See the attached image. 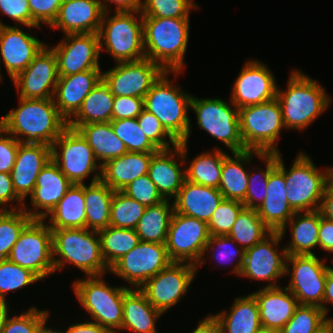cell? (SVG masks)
I'll return each mask as SVG.
<instances>
[{
	"label": "cell",
	"mask_w": 333,
	"mask_h": 333,
	"mask_svg": "<svg viewBox=\"0 0 333 333\" xmlns=\"http://www.w3.org/2000/svg\"><path fill=\"white\" fill-rule=\"evenodd\" d=\"M145 209V205L128 197L122 191H114L110 207V226L135 229Z\"/></svg>",
	"instance_id": "bcb514c9"
},
{
	"label": "cell",
	"mask_w": 333,
	"mask_h": 333,
	"mask_svg": "<svg viewBox=\"0 0 333 333\" xmlns=\"http://www.w3.org/2000/svg\"><path fill=\"white\" fill-rule=\"evenodd\" d=\"M61 333H112L107 328L100 326L98 323L92 321H84L70 325L65 331Z\"/></svg>",
	"instance_id": "003e7915"
},
{
	"label": "cell",
	"mask_w": 333,
	"mask_h": 333,
	"mask_svg": "<svg viewBox=\"0 0 333 333\" xmlns=\"http://www.w3.org/2000/svg\"><path fill=\"white\" fill-rule=\"evenodd\" d=\"M316 333H333V323H327Z\"/></svg>",
	"instance_id": "8c879c8a"
},
{
	"label": "cell",
	"mask_w": 333,
	"mask_h": 333,
	"mask_svg": "<svg viewBox=\"0 0 333 333\" xmlns=\"http://www.w3.org/2000/svg\"><path fill=\"white\" fill-rule=\"evenodd\" d=\"M143 110V98L130 96H114L112 121L137 118Z\"/></svg>",
	"instance_id": "91938a15"
},
{
	"label": "cell",
	"mask_w": 333,
	"mask_h": 333,
	"mask_svg": "<svg viewBox=\"0 0 333 333\" xmlns=\"http://www.w3.org/2000/svg\"><path fill=\"white\" fill-rule=\"evenodd\" d=\"M104 275L85 276L72 283L79 304L91 318L112 333H120L123 320V297L130 289L126 286H111L103 280Z\"/></svg>",
	"instance_id": "ba28073f"
},
{
	"label": "cell",
	"mask_w": 333,
	"mask_h": 333,
	"mask_svg": "<svg viewBox=\"0 0 333 333\" xmlns=\"http://www.w3.org/2000/svg\"><path fill=\"white\" fill-rule=\"evenodd\" d=\"M191 333H222L218 319L210 314L199 321L198 326Z\"/></svg>",
	"instance_id": "89a4df30"
},
{
	"label": "cell",
	"mask_w": 333,
	"mask_h": 333,
	"mask_svg": "<svg viewBox=\"0 0 333 333\" xmlns=\"http://www.w3.org/2000/svg\"><path fill=\"white\" fill-rule=\"evenodd\" d=\"M115 135L123 141L128 152L157 153L159 150L141 130L137 118L110 122Z\"/></svg>",
	"instance_id": "c3c4849f"
},
{
	"label": "cell",
	"mask_w": 333,
	"mask_h": 333,
	"mask_svg": "<svg viewBox=\"0 0 333 333\" xmlns=\"http://www.w3.org/2000/svg\"><path fill=\"white\" fill-rule=\"evenodd\" d=\"M282 237L279 232H271L261 242L245 250L244 261L239 277L266 281L264 287H277L278 280L285 277L286 249L277 250Z\"/></svg>",
	"instance_id": "e0dca14e"
},
{
	"label": "cell",
	"mask_w": 333,
	"mask_h": 333,
	"mask_svg": "<svg viewBox=\"0 0 333 333\" xmlns=\"http://www.w3.org/2000/svg\"><path fill=\"white\" fill-rule=\"evenodd\" d=\"M244 208L242 202L223 199L207 223L210 236H227Z\"/></svg>",
	"instance_id": "db71d44e"
},
{
	"label": "cell",
	"mask_w": 333,
	"mask_h": 333,
	"mask_svg": "<svg viewBox=\"0 0 333 333\" xmlns=\"http://www.w3.org/2000/svg\"><path fill=\"white\" fill-rule=\"evenodd\" d=\"M319 211L321 216L333 221V173L326 182Z\"/></svg>",
	"instance_id": "e7e4bbea"
},
{
	"label": "cell",
	"mask_w": 333,
	"mask_h": 333,
	"mask_svg": "<svg viewBox=\"0 0 333 333\" xmlns=\"http://www.w3.org/2000/svg\"><path fill=\"white\" fill-rule=\"evenodd\" d=\"M206 252L210 255L211 261L215 260V263H219L217 264L218 267H221L222 263L223 265L226 263L225 266L228 265L234 267L231 270L233 274L236 276L240 275L244 261L245 250L241 248L233 239L228 236H210V239L204 250L203 258L197 267H201L205 263L206 260L204 257ZM236 257H239L237 258V263L235 265H231V261L234 259L236 260Z\"/></svg>",
	"instance_id": "f6af8a7d"
},
{
	"label": "cell",
	"mask_w": 333,
	"mask_h": 333,
	"mask_svg": "<svg viewBox=\"0 0 333 333\" xmlns=\"http://www.w3.org/2000/svg\"><path fill=\"white\" fill-rule=\"evenodd\" d=\"M190 109L196 113L197 125L231 151H245L240 134L239 109L221 98H197L192 95Z\"/></svg>",
	"instance_id": "8fae6325"
},
{
	"label": "cell",
	"mask_w": 333,
	"mask_h": 333,
	"mask_svg": "<svg viewBox=\"0 0 333 333\" xmlns=\"http://www.w3.org/2000/svg\"><path fill=\"white\" fill-rule=\"evenodd\" d=\"M327 324L321 307L299 305L292 318L281 329L282 333H316Z\"/></svg>",
	"instance_id": "681fc988"
},
{
	"label": "cell",
	"mask_w": 333,
	"mask_h": 333,
	"mask_svg": "<svg viewBox=\"0 0 333 333\" xmlns=\"http://www.w3.org/2000/svg\"><path fill=\"white\" fill-rule=\"evenodd\" d=\"M104 12H113L109 4H115V11H140L142 0H100Z\"/></svg>",
	"instance_id": "03108f58"
},
{
	"label": "cell",
	"mask_w": 333,
	"mask_h": 333,
	"mask_svg": "<svg viewBox=\"0 0 333 333\" xmlns=\"http://www.w3.org/2000/svg\"><path fill=\"white\" fill-rule=\"evenodd\" d=\"M50 312L31 306L20 315L9 316L1 333H39L48 323Z\"/></svg>",
	"instance_id": "f5cc1de1"
},
{
	"label": "cell",
	"mask_w": 333,
	"mask_h": 333,
	"mask_svg": "<svg viewBox=\"0 0 333 333\" xmlns=\"http://www.w3.org/2000/svg\"><path fill=\"white\" fill-rule=\"evenodd\" d=\"M172 262L165 244L140 241L135 248L115 262L109 272L129 283V288L140 289L149 278Z\"/></svg>",
	"instance_id": "2e32d148"
},
{
	"label": "cell",
	"mask_w": 333,
	"mask_h": 333,
	"mask_svg": "<svg viewBox=\"0 0 333 333\" xmlns=\"http://www.w3.org/2000/svg\"><path fill=\"white\" fill-rule=\"evenodd\" d=\"M173 212V202L169 199L146 207L135 228L140 241L165 244Z\"/></svg>",
	"instance_id": "60d3db41"
},
{
	"label": "cell",
	"mask_w": 333,
	"mask_h": 333,
	"mask_svg": "<svg viewBox=\"0 0 333 333\" xmlns=\"http://www.w3.org/2000/svg\"><path fill=\"white\" fill-rule=\"evenodd\" d=\"M49 325H45L42 329H41V331L39 332V333H61V331L60 330H54V329H52L53 327H48Z\"/></svg>",
	"instance_id": "753ad0ef"
},
{
	"label": "cell",
	"mask_w": 333,
	"mask_h": 333,
	"mask_svg": "<svg viewBox=\"0 0 333 333\" xmlns=\"http://www.w3.org/2000/svg\"><path fill=\"white\" fill-rule=\"evenodd\" d=\"M114 190L101 180L84 184L86 228L100 231L110 225V207Z\"/></svg>",
	"instance_id": "ab89813d"
},
{
	"label": "cell",
	"mask_w": 333,
	"mask_h": 333,
	"mask_svg": "<svg viewBox=\"0 0 333 333\" xmlns=\"http://www.w3.org/2000/svg\"><path fill=\"white\" fill-rule=\"evenodd\" d=\"M103 13L100 0H63L49 28L60 29L64 35L98 33Z\"/></svg>",
	"instance_id": "d4e9b609"
},
{
	"label": "cell",
	"mask_w": 333,
	"mask_h": 333,
	"mask_svg": "<svg viewBox=\"0 0 333 333\" xmlns=\"http://www.w3.org/2000/svg\"><path fill=\"white\" fill-rule=\"evenodd\" d=\"M333 304V267H329L327 270L326 283H325V293L323 297V312L327 323H333V317H328V304Z\"/></svg>",
	"instance_id": "a7ac6f4b"
},
{
	"label": "cell",
	"mask_w": 333,
	"mask_h": 333,
	"mask_svg": "<svg viewBox=\"0 0 333 333\" xmlns=\"http://www.w3.org/2000/svg\"><path fill=\"white\" fill-rule=\"evenodd\" d=\"M232 87L229 102L240 109L273 100L278 85L267 65L252 59L245 62Z\"/></svg>",
	"instance_id": "d6986e66"
},
{
	"label": "cell",
	"mask_w": 333,
	"mask_h": 333,
	"mask_svg": "<svg viewBox=\"0 0 333 333\" xmlns=\"http://www.w3.org/2000/svg\"><path fill=\"white\" fill-rule=\"evenodd\" d=\"M290 73L287 89L277 87L276 98L286 130L304 131L326 111L332 100L317 80L297 69Z\"/></svg>",
	"instance_id": "7a4b0ae2"
},
{
	"label": "cell",
	"mask_w": 333,
	"mask_h": 333,
	"mask_svg": "<svg viewBox=\"0 0 333 333\" xmlns=\"http://www.w3.org/2000/svg\"><path fill=\"white\" fill-rule=\"evenodd\" d=\"M229 311L214 316L218 319L222 333H257L261 328L259 308L255 297H236Z\"/></svg>",
	"instance_id": "d590c367"
},
{
	"label": "cell",
	"mask_w": 333,
	"mask_h": 333,
	"mask_svg": "<svg viewBox=\"0 0 333 333\" xmlns=\"http://www.w3.org/2000/svg\"><path fill=\"white\" fill-rule=\"evenodd\" d=\"M265 165V169L258 168L249 173L248 188L244 201L245 208L257 209L267 195V185L270 172L277 166L278 153H260L257 157Z\"/></svg>",
	"instance_id": "ee69618b"
},
{
	"label": "cell",
	"mask_w": 333,
	"mask_h": 333,
	"mask_svg": "<svg viewBox=\"0 0 333 333\" xmlns=\"http://www.w3.org/2000/svg\"><path fill=\"white\" fill-rule=\"evenodd\" d=\"M51 160L72 184H85V179L93 172L90 183L100 180L101 165L86 139L76 129L67 126L54 141Z\"/></svg>",
	"instance_id": "30bf717a"
},
{
	"label": "cell",
	"mask_w": 333,
	"mask_h": 333,
	"mask_svg": "<svg viewBox=\"0 0 333 333\" xmlns=\"http://www.w3.org/2000/svg\"><path fill=\"white\" fill-rule=\"evenodd\" d=\"M162 313L153 307L140 289L130 288L123 297L121 330L132 333H158L156 322Z\"/></svg>",
	"instance_id": "836d02e7"
},
{
	"label": "cell",
	"mask_w": 333,
	"mask_h": 333,
	"mask_svg": "<svg viewBox=\"0 0 333 333\" xmlns=\"http://www.w3.org/2000/svg\"><path fill=\"white\" fill-rule=\"evenodd\" d=\"M223 199L222 193L217 188L192 183L185 179L172 201L176 213L208 223Z\"/></svg>",
	"instance_id": "f1b7e54d"
},
{
	"label": "cell",
	"mask_w": 333,
	"mask_h": 333,
	"mask_svg": "<svg viewBox=\"0 0 333 333\" xmlns=\"http://www.w3.org/2000/svg\"><path fill=\"white\" fill-rule=\"evenodd\" d=\"M1 61H2V60H1V58H0V66H1ZM1 74H2V73H1V67H0V82H2V79H3V78H2L3 76H2Z\"/></svg>",
	"instance_id": "11e5206c"
},
{
	"label": "cell",
	"mask_w": 333,
	"mask_h": 333,
	"mask_svg": "<svg viewBox=\"0 0 333 333\" xmlns=\"http://www.w3.org/2000/svg\"><path fill=\"white\" fill-rule=\"evenodd\" d=\"M258 304L261 327L281 330L299 306L286 287H263L251 293Z\"/></svg>",
	"instance_id": "83f0119b"
},
{
	"label": "cell",
	"mask_w": 333,
	"mask_h": 333,
	"mask_svg": "<svg viewBox=\"0 0 333 333\" xmlns=\"http://www.w3.org/2000/svg\"><path fill=\"white\" fill-rule=\"evenodd\" d=\"M284 174L275 167L269 174L267 195L257 213L272 231L279 232L295 214L288 204Z\"/></svg>",
	"instance_id": "f546056e"
},
{
	"label": "cell",
	"mask_w": 333,
	"mask_h": 333,
	"mask_svg": "<svg viewBox=\"0 0 333 333\" xmlns=\"http://www.w3.org/2000/svg\"><path fill=\"white\" fill-rule=\"evenodd\" d=\"M164 70L150 59L116 63L102 78L114 96L144 98Z\"/></svg>",
	"instance_id": "ac0fdd59"
},
{
	"label": "cell",
	"mask_w": 333,
	"mask_h": 333,
	"mask_svg": "<svg viewBox=\"0 0 333 333\" xmlns=\"http://www.w3.org/2000/svg\"><path fill=\"white\" fill-rule=\"evenodd\" d=\"M184 164L182 142L172 149L159 150L152 156L147 175L164 199L171 200L181 189L186 179L185 166L182 168Z\"/></svg>",
	"instance_id": "484cf974"
},
{
	"label": "cell",
	"mask_w": 333,
	"mask_h": 333,
	"mask_svg": "<svg viewBox=\"0 0 333 333\" xmlns=\"http://www.w3.org/2000/svg\"><path fill=\"white\" fill-rule=\"evenodd\" d=\"M99 34L100 52H108L115 63L145 58L143 16L140 11L104 12Z\"/></svg>",
	"instance_id": "52a82bcc"
},
{
	"label": "cell",
	"mask_w": 333,
	"mask_h": 333,
	"mask_svg": "<svg viewBox=\"0 0 333 333\" xmlns=\"http://www.w3.org/2000/svg\"><path fill=\"white\" fill-rule=\"evenodd\" d=\"M240 134L245 150L260 153H279L277 142L286 130L281 106L277 100L239 109Z\"/></svg>",
	"instance_id": "9c48e42d"
},
{
	"label": "cell",
	"mask_w": 333,
	"mask_h": 333,
	"mask_svg": "<svg viewBox=\"0 0 333 333\" xmlns=\"http://www.w3.org/2000/svg\"><path fill=\"white\" fill-rule=\"evenodd\" d=\"M8 259L27 268L41 280L55 273L52 257V230L44 219H32L13 245Z\"/></svg>",
	"instance_id": "7c38bea8"
},
{
	"label": "cell",
	"mask_w": 333,
	"mask_h": 333,
	"mask_svg": "<svg viewBox=\"0 0 333 333\" xmlns=\"http://www.w3.org/2000/svg\"><path fill=\"white\" fill-rule=\"evenodd\" d=\"M98 234L101 252L109 268L140 242L135 229L117 228L109 225L98 231Z\"/></svg>",
	"instance_id": "b9f144b4"
},
{
	"label": "cell",
	"mask_w": 333,
	"mask_h": 333,
	"mask_svg": "<svg viewBox=\"0 0 333 333\" xmlns=\"http://www.w3.org/2000/svg\"><path fill=\"white\" fill-rule=\"evenodd\" d=\"M209 239L207 222L173 212L165 243L173 262H188L197 266Z\"/></svg>",
	"instance_id": "5bb4252c"
},
{
	"label": "cell",
	"mask_w": 333,
	"mask_h": 333,
	"mask_svg": "<svg viewBox=\"0 0 333 333\" xmlns=\"http://www.w3.org/2000/svg\"><path fill=\"white\" fill-rule=\"evenodd\" d=\"M31 220L23 209L0 211V259H8L20 233Z\"/></svg>",
	"instance_id": "7dc6e473"
},
{
	"label": "cell",
	"mask_w": 333,
	"mask_h": 333,
	"mask_svg": "<svg viewBox=\"0 0 333 333\" xmlns=\"http://www.w3.org/2000/svg\"><path fill=\"white\" fill-rule=\"evenodd\" d=\"M271 232L259 217L257 210L244 208L227 236L246 250L261 242Z\"/></svg>",
	"instance_id": "7bdbcfd3"
},
{
	"label": "cell",
	"mask_w": 333,
	"mask_h": 333,
	"mask_svg": "<svg viewBox=\"0 0 333 333\" xmlns=\"http://www.w3.org/2000/svg\"><path fill=\"white\" fill-rule=\"evenodd\" d=\"M51 161V146L19 142L14 167L10 172L14 190L25 203L31 195L40 171Z\"/></svg>",
	"instance_id": "cb8c5ba5"
},
{
	"label": "cell",
	"mask_w": 333,
	"mask_h": 333,
	"mask_svg": "<svg viewBox=\"0 0 333 333\" xmlns=\"http://www.w3.org/2000/svg\"><path fill=\"white\" fill-rule=\"evenodd\" d=\"M329 267L316 254L287 255L285 274L291 275V278L286 288L296 297L299 305H315L323 309Z\"/></svg>",
	"instance_id": "4fadbf2b"
},
{
	"label": "cell",
	"mask_w": 333,
	"mask_h": 333,
	"mask_svg": "<svg viewBox=\"0 0 333 333\" xmlns=\"http://www.w3.org/2000/svg\"><path fill=\"white\" fill-rule=\"evenodd\" d=\"M172 73L176 78L181 71H164L159 76L143 98L144 110L154 114L178 143L188 144L192 132L188 115L192 95L171 83L169 76Z\"/></svg>",
	"instance_id": "277c9868"
},
{
	"label": "cell",
	"mask_w": 333,
	"mask_h": 333,
	"mask_svg": "<svg viewBox=\"0 0 333 333\" xmlns=\"http://www.w3.org/2000/svg\"><path fill=\"white\" fill-rule=\"evenodd\" d=\"M257 333H282L281 330L261 327Z\"/></svg>",
	"instance_id": "34e18365"
},
{
	"label": "cell",
	"mask_w": 333,
	"mask_h": 333,
	"mask_svg": "<svg viewBox=\"0 0 333 333\" xmlns=\"http://www.w3.org/2000/svg\"><path fill=\"white\" fill-rule=\"evenodd\" d=\"M47 44L33 61L11 81L20 98H53L59 79L57 58Z\"/></svg>",
	"instance_id": "44dd1931"
},
{
	"label": "cell",
	"mask_w": 333,
	"mask_h": 333,
	"mask_svg": "<svg viewBox=\"0 0 333 333\" xmlns=\"http://www.w3.org/2000/svg\"><path fill=\"white\" fill-rule=\"evenodd\" d=\"M73 184L51 160L39 173L36 185L29 196L31 206L23 205V210L32 219H44L66 194ZM42 209V210H41Z\"/></svg>",
	"instance_id": "603a6c76"
},
{
	"label": "cell",
	"mask_w": 333,
	"mask_h": 333,
	"mask_svg": "<svg viewBox=\"0 0 333 333\" xmlns=\"http://www.w3.org/2000/svg\"><path fill=\"white\" fill-rule=\"evenodd\" d=\"M188 144L182 142V154L185 160L186 180L214 188H219L221 170L224 157L228 154L221 148L213 147V150L200 153L194 157L188 165Z\"/></svg>",
	"instance_id": "74e56055"
},
{
	"label": "cell",
	"mask_w": 333,
	"mask_h": 333,
	"mask_svg": "<svg viewBox=\"0 0 333 333\" xmlns=\"http://www.w3.org/2000/svg\"><path fill=\"white\" fill-rule=\"evenodd\" d=\"M0 12L14 20L15 26H20L31 30L30 28L36 27L41 29L31 18L28 0H0ZM0 26H8L0 21Z\"/></svg>",
	"instance_id": "6f0895ef"
},
{
	"label": "cell",
	"mask_w": 333,
	"mask_h": 333,
	"mask_svg": "<svg viewBox=\"0 0 333 333\" xmlns=\"http://www.w3.org/2000/svg\"><path fill=\"white\" fill-rule=\"evenodd\" d=\"M77 130L86 139L101 166L128 152L123 141L115 135L110 122L89 123Z\"/></svg>",
	"instance_id": "f35d334b"
},
{
	"label": "cell",
	"mask_w": 333,
	"mask_h": 333,
	"mask_svg": "<svg viewBox=\"0 0 333 333\" xmlns=\"http://www.w3.org/2000/svg\"><path fill=\"white\" fill-rule=\"evenodd\" d=\"M113 103L114 95L101 77L77 113L67 122V126L77 130L81 125L89 123L111 122Z\"/></svg>",
	"instance_id": "e575fe53"
},
{
	"label": "cell",
	"mask_w": 333,
	"mask_h": 333,
	"mask_svg": "<svg viewBox=\"0 0 333 333\" xmlns=\"http://www.w3.org/2000/svg\"><path fill=\"white\" fill-rule=\"evenodd\" d=\"M41 279L31 270L21 267L9 259H0V298L30 284H35Z\"/></svg>",
	"instance_id": "f907efd6"
},
{
	"label": "cell",
	"mask_w": 333,
	"mask_h": 333,
	"mask_svg": "<svg viewBox=\"0 0 333 333\" xmlns=\"http://www.w3.org/2000/svg\"><path fill=\"white\" fill-rule=\"evenodd\" d=\"M190 18L143 17L145 58L164 71L184 69Z\"/></svg>",
	"instance_id": "3957f363"
},
{
	"label": "cell",
	"mask_w": 333,
	"mask_h": 333,
	"mask_svg": "<svg viewBox=\"0 0 333 333\" xmlns=\"http://www.w3.org/2000/svg\"><path fill=\"white\" fill-rule=\"evenodd\" d=\"M282 154L278 153L277 168L284 174L288 204L294 212L319 210L324 188L333 173V166L321 171L303 151L297 154L290 169H286Z\"/></svg>",
	"instance_id": "8992f818"
},
{
	"label": "cell",
	"mask_w": 333,
	"mask_h": 333,
	"mask_svg": "<svg viewBox=\"0 0 333 333\" xmlns=\"http://www.w3.org/2000/svg\"><path fill=\"white\" fill-rule=\"evenodd\" d=\"M11 202H17L12 206H8ZM24 202L17 196L11 175L9 173H0V211L1 210H18L22 209Z\"/></svg>",
	"instance_id": "6125c7cd"
},
{
	"label": "cell",
	"mask_w": 333,
	"mask_h": 333,
	"mask_svg": "<svg viewBox=\"0 0 333 333\" xmlns=\"http://www.w3.org/2000/svg\"><path fill=\"white\" fill-rule=\"evenodd\" d=\"M231 153L224 157L218 190L224 199L243 202L248 188L249 173L252 171L246 170L244 166L249 164L254 156L258 157L259 152L245 150Z\"/></svg>",
	"instance_id": "d6a6232c"
},
{
	"label": "cell",
	"mask_w": 333,
	"mask_h": 333,
	"mask_svg": "<svg viewBox=\"0 0 333 333\" xmlns=\"http://www.w3.org/2000/svg\"><path fill=\"white\" fill-rule=\"evenodd\" d=\"M31 34L19 26H0V58L11 79L23 71L46 45Z\"/></svg>",
	"instance_id": "7402d4cb"
},
{
	"label": "cell",
	"mask_w": 333,
	"mask_h": 333,
	"mask_svg": "<svg viewBox=\"0 0 333 333\" xmlns=\"http://www.w3.org/2000/svg\"><path fill=\"white\" fill-rule=\"evenodd\" d=\"M122 192L146 207L157 205L165 200L147 174L129 183Z\"/></svg>",
	"instance_id": "9f6ffc18"
},
{
	"label": "cell",
	"mask_w": 333,
	"mask_h": 333,
	"mask_svg": "<svg viewBox=\"0 0 333 333\" xmlns=\"http://www.w3.org/2000/svg\"><path fill=\"white\" fill-rule=\"evenodd\" d=\"M137 121L143 133L158 150H168L179 144L165 130L161 122L154 116V114L143 110L137 117Z\"/></svg>",
	"instance_id": "11a10c76"
},
{
	"label": "cell",
	"mask_w": 333,
	"mask_h": 333,
	"mask_svg": "<svg viewBox=\"0 0 333 333\" xmlns=\"http://www.w3.org/2000/svg\"><path fill=\"white\" fill-rule=\"evenodd\" d=\"M290 226L291 240L285 247L287 255H314L319 247L320 211L295 212L279 231L282 239Z\"/></svg>",
	"instance_id": "1f68e13d"
},
{
	"label": "cell",
	"mask_w": 333,
	"mask_h": 333,
	"mask_svg": "<svg viewBox=\"0 0 333 333\" xmlns=\"http://www.w3.org/2000/svg\"><path fill=\"white\" fill-rule=\"evenodd\" d=\"M63 0H28L31 18L41 27V23L51 26L59 13Z\"/></svg>",
	"instance_id": "680465c9"
},
{
	"label": "cell",
	"mask_w": 333,
	"mask_h": 333,
	"mask_svg": "<svg viewBox=\"0 0 333 333\" xmlns=\"http://www.w3.org/2000/svg\"><path fill=\"white\" fill-rule=\"evenodd\" d=\"M84 202V184H73L44 220L49 218L47 225L51 230L86 228Z\"/></svg>",
	"instance_id": "8d00e7d4"
},
{
	"label": "cell",
	"mask_w": 333,
	"mask_h": 333,
	"mask_svg": "<svg viewBox=\"0 0 333 333\" xmlns=\"http://www.w3.org/2000/svg\"><path fill=\"white\" fill-rule=\"evenodd\" d=\"M51 49L57 58L59 76L101 70L98 33L66 34Z\"/></svg>",
	"instance_id": "ffe728a7"
},
{
	"label": "cell",
	"mask_w": 333,
	"mask_h": 333,
	"mask_svg": "<svg viewBox=\"0 0 333 333\" xmlns=\"http://www.w3.org/2000/svg\"><path fill=\"white\" fill-rule=\"evenodd\" d=\"M198 267L188 262H172L149 278L140 290L150 304L162 314L175 306L189 290Z\"/></svg>",
	"instance_id": "9a60e30c"
},
{
	"label": "cell",
	"mask_w": 333,
	"mask_h": 333,
	"mask_svg": "<svg viewBox=\"0 0 333 333\" xmlns=\"http://www.w3.org/2000/svg\"><path fill=\"white\" fill-rule=\"evenodd\" d=\"M19 98V106L0 118V126L23 144L52 145L67 127L53 98Z\"/></svg>",
	"instance_id": "6da1fadb"
},
{
	"label": "cell",
	"mask_w": 333,
	"mask_h": 333,
	"mask_svg": "<svg viewBox=\"0 0 333 333\" xmlns=\"http://www.w3.org/2000/svg\"><path fill=\"white\" fill-rule=\"evenodd\" d=\"M155 153L127 152L101 166L100 180L114 191H122L136 178L148 173Z\"/></svg>",
	"instance_id": "4dcf8cb0"
},
{
	"label": "cell",
	"mask_w": 333,
	"mask_h": 333,
	"mask_svg": "<svg viewBox=\"0 0 333 333\" xmlns=\"http://www.w3.org/2000/svg\"><path fill=\"white\" fill-rule=\"evenodd\" d=\"M52 257L55 272L70 263L85 276H100L110 271L101 252L98 231L87 228L52 230Z\"/></svg>",
	"instance_id": "5b68a950"
},
{
	"label": "cell",
	"mask_w": 333,
	"mask_h": 333,
	"mask_svg": "<svg viewBox=\"0 0 333 333\" xmlns=\"http://www.w3.org/2000/svg\"><path fill=\"white\" fill-rule=\"evenodd\" d=\"M19 142L0 126V173H9L14 167Z\"/></svg>",
	"instance_id": "94428289"
},
{
	"label": "cell",
	"mask_w": 333,
	"mask_h": 333,
	"mask_svg": "<svg viewBox=\"0 0 333 333\" xmlns=\"http://www.w3.org/2000/svg\"><path fill=\"white\" fill-rule=\"evenodd\" d=\"M8 300L9 298L7 299H3V298H0V333L2 332L9 316H10V313H9V304H8Z\"/></svg>",
	"instance_id": "2644e50d"
},
{
	"label": "cell",
	"mask_w": 333,
	"mask_h": 333,
	"mask_svg": "<svg viewBox=\"0 0 333 333\" xmlns=\"http://www.w3.org/2000/svg\"><path fill=\"white\" fill-rule=\"evenodd\" d=\"M102 77V70L59 76L53 100L59 114L68 122L80 109L83 100Z\"/></svg>",
	"instance_id": "4316f807"
},
{
	"label": "cell",
	"mask_w": 333,
	"mask_h": 333,
	"mask_svg": "<svg viewBox=\"0 0 333 333\" xmlns=\"http://www.w3.org/2000/svg\"><path fill=\"white\" fill-rule=\"evenodd\" d=\"M198 5L192 0H143V17L189 18Z\"/></svg>",
	"instance_id": "816d5d0a"
},
{
	"label": "cell",
	"mask_w": 333,
	"mask_h": 333,
	"mask_svg": "<svg viewBox=\"0 0 333 333\" xmlns=\"http://www.w3.org/2000/svg\"><path fill=\"white\" fill-rule=\"evenodd\" d=\"M319 248L333 253V221L321 216L319 227Z\"/></svg>",
	"instance_id": "be15d7a7"
}]
</instances>
